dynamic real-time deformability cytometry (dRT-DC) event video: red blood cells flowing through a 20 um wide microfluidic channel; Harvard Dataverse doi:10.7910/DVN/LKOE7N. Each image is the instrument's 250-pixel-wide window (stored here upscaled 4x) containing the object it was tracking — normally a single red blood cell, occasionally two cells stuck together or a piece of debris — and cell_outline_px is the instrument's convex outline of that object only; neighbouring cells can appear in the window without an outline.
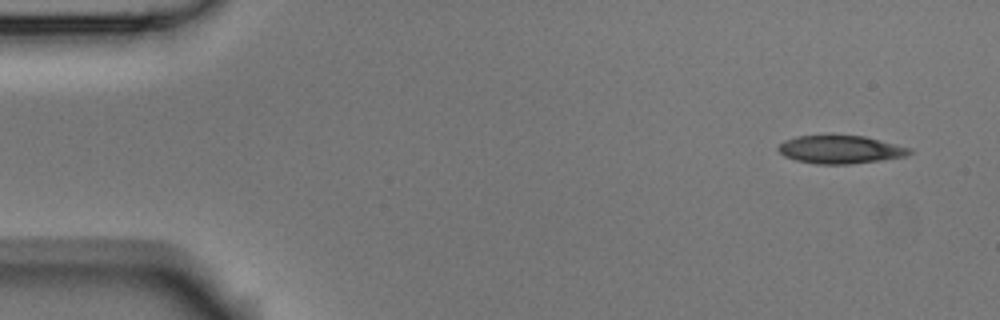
{"species": "Egyptian fruit bat (a non-hibernating species)", "species_latin": "Rousettus aegyptiacus", "temperature_condition": "room temperature", "stored_images_in_passage": 4, "camera_frame_rate_fps": 3000, "um_per_image_px": 0.085, "animal": {"sex": "male"}, "frame": {"image": 1, "passage_image": 1, "time_ms": 0.0, "image_size_px": [1000, 320], "cell_outline_px": [[912, 152], [904, 156], [880, 160], [848, 164], [816, 164], [796, 160], [784, 156], [776, 148], [784, 140], [796, 136], [832, 132], [864, 136], [912, 148]], "centroid_in_image_um": [71.37, 12.66], "position_along_channel_um": 13.6, "area_um2": 22.2}}
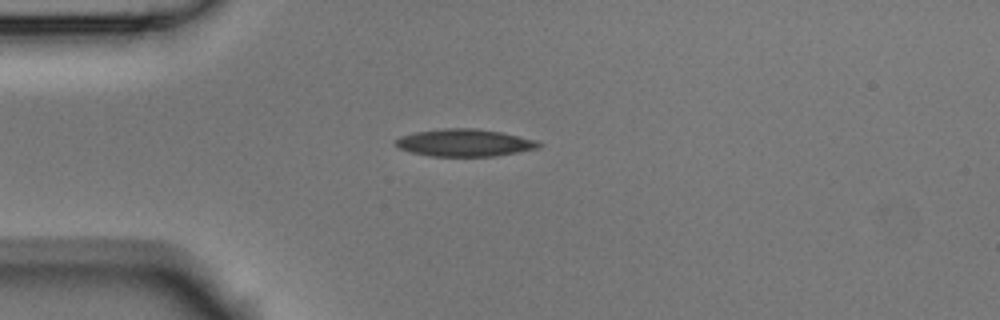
{"frame": {"image": 2, "passage_image": 4, "time_ms": 1.0, "image_size_px": [1000, 320], "cell_outline_px": [[544, 144], [536, 148], [516, 152], [492, 156], [432, 156], [412, 152], [400, 148], [396, 144], [396, 140], [400, 136], [416, 132], [444, 128], [476, 128], [500, 132], [536, 140]], "centroid_in_image_um": [39.49, 12.12], "position_along_channel_um": 45.5, "area_um2": 22.43}}